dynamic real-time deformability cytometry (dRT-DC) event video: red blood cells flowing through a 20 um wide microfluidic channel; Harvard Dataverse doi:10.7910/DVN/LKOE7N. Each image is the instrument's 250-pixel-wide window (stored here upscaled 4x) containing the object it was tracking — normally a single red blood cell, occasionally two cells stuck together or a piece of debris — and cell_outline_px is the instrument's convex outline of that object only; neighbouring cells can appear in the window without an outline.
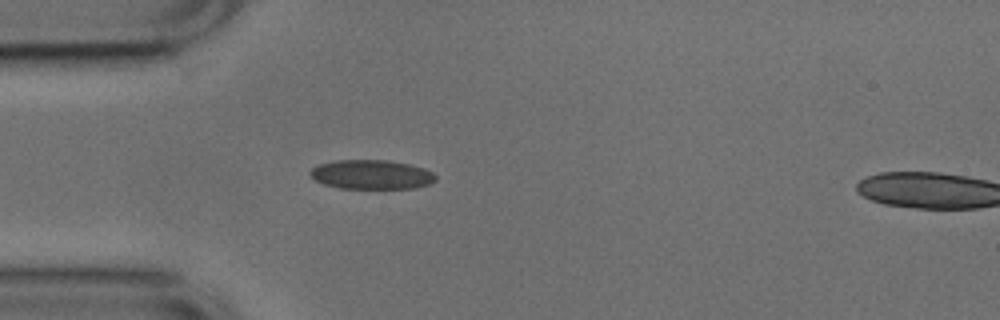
{"species": "common noctule bat (a hibernating species)", "species_latin": "Nyctalus noctula", "temperature_condition": "cold", "stored_images_in_passage": 39, "camera_frame_rate_fps": 3000, "um_per_image_px": 0.085, "animal": {"sex": "male", "body_mass_g": 17.9, "forearm_length_mm": 54.2}, "frame": {"image": 1, "passage_image": 1, "time_ms": 0.0, "image_size_px": [1000, 320], "cell_outline_px": [[436, 180], [428, 184], [416, 188], [340, 188], [324, 184], [316, 180], [308, 172], [312, 168], [320, 164], [336, 160], [388, 160], [408, 164], [424, 168], [432, 172], [436, 176]], "centroid_in_image_um": [31.58, 14.83], "position_along_channel_um": 53.4, "area_um2": 21.27}}
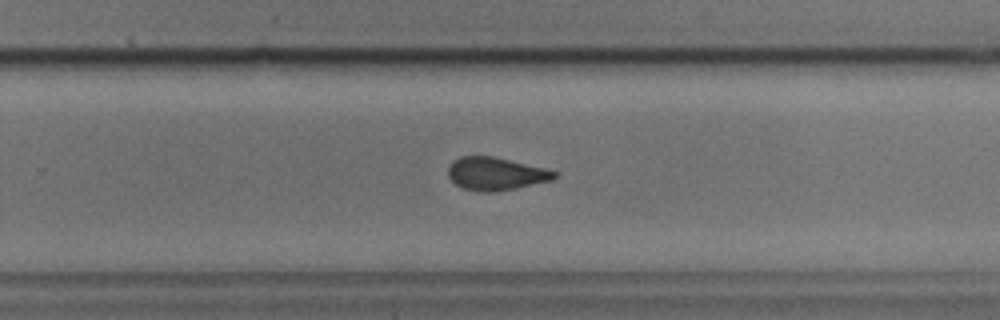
{"frame": {"image": 2, "passage_image": 20, "time_ms": 6.333, "image_size_px": [1000, 320], "cell_outline_px": [[556, 176], [552, 180], [516, 188], [492, 192], [488, 192], [464, 188], [456, 184], [448, 176], [448, 168], [460, 156], [492, 156], [544, 168], [556, 172]], "centroid_in_image_um": [42.14, 14.77], "position_along_channel_um": 287.7, "area_um2": 19.88}}
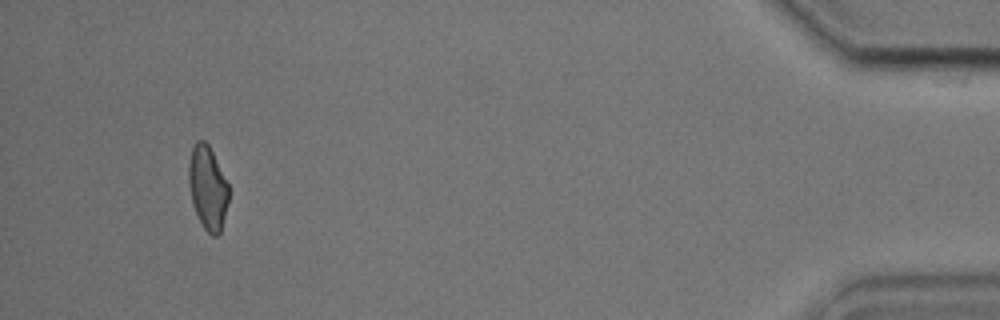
{"frame": {"image": 3, "passage_image": 36, "time_ms": 11.667, "image_size_px": [1000, 320], "cell_outline_px": [[228, 200], [220, 232], [216, 236], [212, 236], [204, 228], [192, 204], [188, 180], [188, 164], [192, 148], [196, 140], [204, 140], [208, 144], [228, 184]], "centroid_in_image_um": [17.63, 15.94], "position_along_channel_um": 417.6, "area_um2": 19.19}}